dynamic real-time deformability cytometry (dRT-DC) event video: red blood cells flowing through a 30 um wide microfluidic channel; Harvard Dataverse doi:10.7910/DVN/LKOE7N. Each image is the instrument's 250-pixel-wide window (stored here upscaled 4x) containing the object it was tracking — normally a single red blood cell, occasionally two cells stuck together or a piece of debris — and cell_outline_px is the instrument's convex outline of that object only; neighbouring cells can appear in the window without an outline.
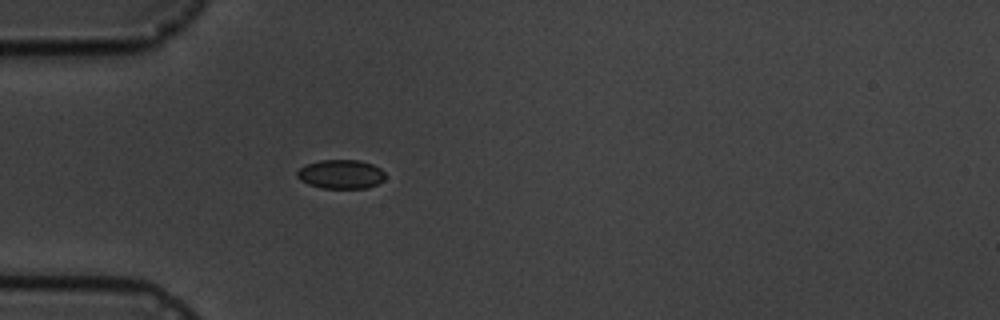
{"species": "common noctule bat (a hibernating species)", "species_latin": "Nyctalus noctula", "temperature_condition": "cold", "stored_images_in_passage": 1, "camera_frame_rate_fps": 3000, "um_per_image_px": 0.085, "animal": {"sex": "male", "body_mass_g": 19.5, "forearm_length_mm": 54.6}, "frame": {"image": 1, "passage_image": 1, "time_ms": 0.0, "image_size_px": [1000, 320], "cell_outline_px": [[384, 180], [368, 188], [324, 188], [308, 184], [300, 180], [296, 176], [296, 172], [304, 164], [320, 160], [360, 160], [372, 164], [380, 168], [384, 172]], "centroid_in_image_um": [28.95, 14.8], "position_along_channel_um": 56.0, "area_um2": 14.97}}